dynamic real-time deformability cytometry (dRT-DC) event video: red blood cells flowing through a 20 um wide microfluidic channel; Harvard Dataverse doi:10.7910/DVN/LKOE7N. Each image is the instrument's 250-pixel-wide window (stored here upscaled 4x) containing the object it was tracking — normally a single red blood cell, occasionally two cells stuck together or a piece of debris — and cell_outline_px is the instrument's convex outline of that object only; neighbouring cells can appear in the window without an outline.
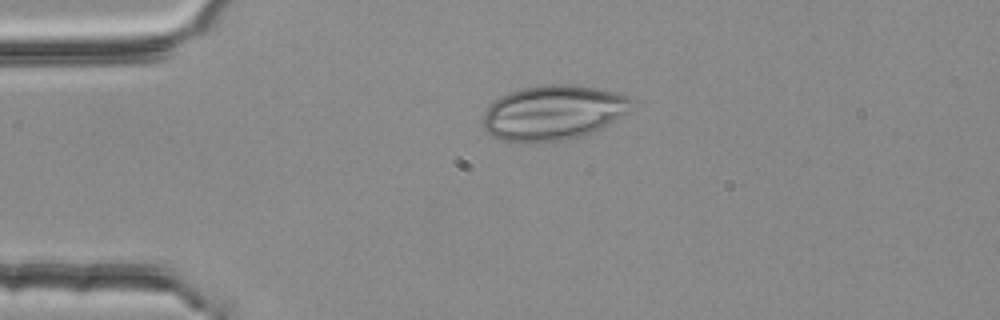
{"species": "common noctule bat (a hibernating species)", "species_latin": "Nyctalus noctula", "temperature_condition": "room temperature", "stored_images_in_passage": 3, "camera_frame_rate_fps": 3000, "um_per_image_px": 0.085, "animal": {"sex": "female", "body_mass_g": 25.1}, "frame": {"image": 1, "passage_image": 1, "time_ms": 0.0, "image_size_px": [1000, 320], "cell_outline_px": [[632, 100], [624, 112], [596, 132], [564, 140], [524, 144], [520, 144], [500, 140], [484, 132], [484, 112], [488, 104], [500, 96], [508, 92], [520, 88], [548, 84], [572, 84], [596, 88], [628, 96]], "centroid_in_image_um": [46.9, 9.6], "position_along_channel_um": 38.1, "area_um2": 47.69}}